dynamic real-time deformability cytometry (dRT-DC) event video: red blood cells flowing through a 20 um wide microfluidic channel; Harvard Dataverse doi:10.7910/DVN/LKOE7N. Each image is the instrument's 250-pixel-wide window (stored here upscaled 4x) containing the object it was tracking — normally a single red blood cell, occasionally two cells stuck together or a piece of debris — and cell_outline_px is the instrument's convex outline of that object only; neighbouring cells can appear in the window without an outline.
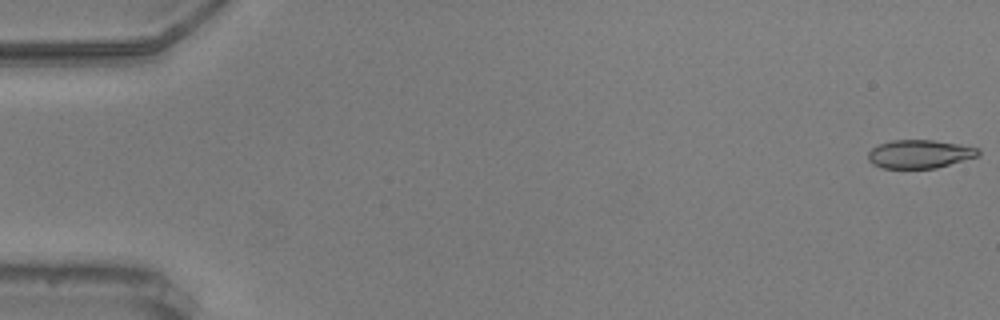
{"species": "common noctule bat (a hibernating species)", "species_latin": "Nyctalus noctula", "temperature_condition": "warm", "stored_images_in_passage": 5, "camera_frame_rate_fps": 3000, "um_per_image_px": 0.085, "animal": {"sex": "male", "body_mass_g": 20.5, "forearm_length_mm": 52.5}, "frame": {"image": 1, "passage_image": 1, "time_ms": 0.0, "image_size_px": [1000, 320], "cell_outline_px": [[980, 156], [936, 168], [880, 168], [872, 164], [868, 160], [868, 152], [872, 148], [880, 144], [892, 140], [932, 140], [980, 148]], "centroid_in_image_um": [78.17, 13.1], "position_along_channel_um": 6.8, "area_um2": 18.26}}